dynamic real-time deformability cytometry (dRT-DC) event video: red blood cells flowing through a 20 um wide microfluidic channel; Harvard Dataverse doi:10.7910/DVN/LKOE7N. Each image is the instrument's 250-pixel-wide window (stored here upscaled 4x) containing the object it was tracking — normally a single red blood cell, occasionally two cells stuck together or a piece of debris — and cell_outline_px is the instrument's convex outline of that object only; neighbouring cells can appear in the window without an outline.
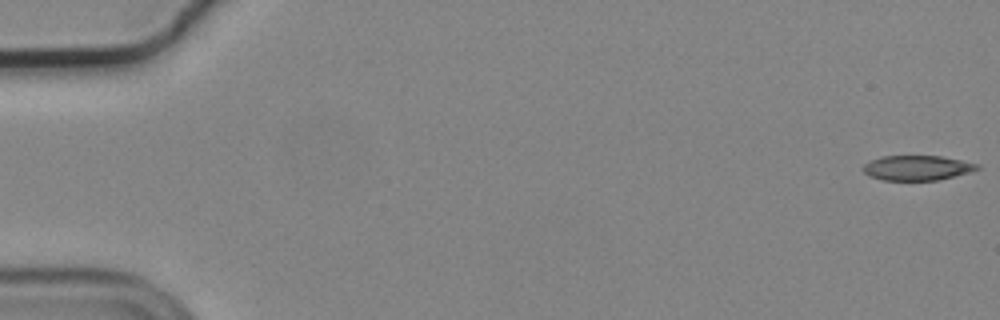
{"species": "common noctule bat (a hibernating species)", "species_latin": "Nyctalus noctula", "temperature_condition": "cold", "stored_images_in_passage": 55, "camera_frame_rate_fps": 3000, "um_per_image_px": 0.085, "animal": {"sex": "male", "body_mass_g": 19.2, "forearm_length_mm": 51.8}, "frame": {"image": 1, "passage_image": 1, "time_ms": 0.0, "image_size_px": [1000, 320], "cell_outline_px": [[980, 168], [972, 172], [936, 180], [884, 180], [868, 176], [864, 172], [864, 164], [880, 156], [940, 156], [980, 164]], "centroid_in_image_um": [77.97, 14.27], "position_along_channel_um": 7.0, "area_um2": 16.47}}
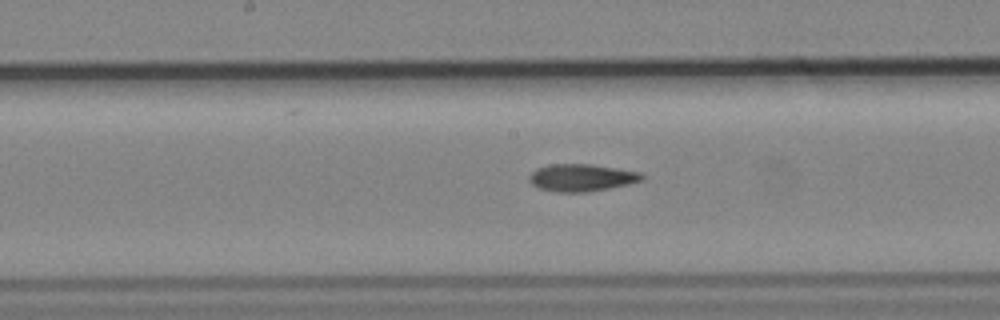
{"frame": {"image": 2, "passage_image": 29, "time_ms": 9.333, "image_size_px": [1000, 320], "cell_outline_px": [[644, 180], [628, 184], [608, 188], [584, 192], [556, 192], [540, 188], [532, 184], [528, 180], [528, 176], [536, 168], [552, 164], [592, 164], [640, 172], [644, 176]], "centroid_in_image_um": [49.42, 15.09], "position_along_channel_um": 198.8, "area_um2": 17.86}}
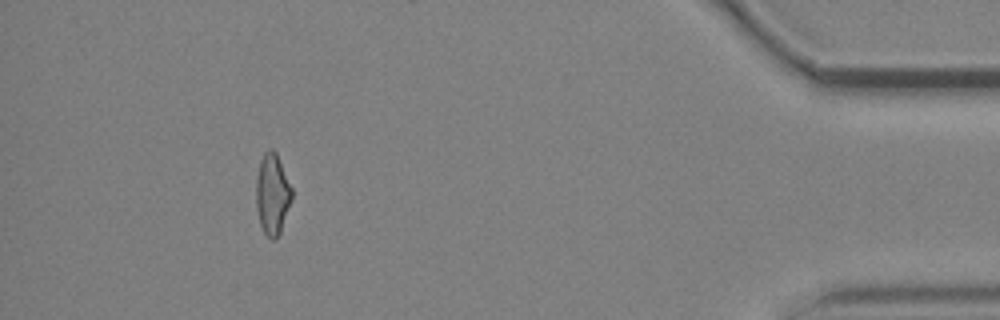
{"frame": {"image": 3, "passage_image": 51, "time_ms": 16.667, "image_size_px": [1000, 320], "cell_outline_px": [[292, 200], [280, 232], [276, 240], [272, 240], [264, 232], [260, 224], [256, 208], [256, 176], [260, 160], [264, 152], [268, 148], [272, 148], [276, 152], [292, 188]], "centroid_in_image_um": [23.14, 16.48], "position_along_channel_um": 412.1, "area_um2": 16.99}, "authors_computed_cell_mechanics": {"area_um2": 17.7446, "velocity_mm_per_s": 3.7254, "shape_relaxation_time_tau1_ms": null, "shape_relaxation_time_tau2_ms": 9.3232, "deformation_change_tau1": null, "deformation_change_tau2": 0.1926}}